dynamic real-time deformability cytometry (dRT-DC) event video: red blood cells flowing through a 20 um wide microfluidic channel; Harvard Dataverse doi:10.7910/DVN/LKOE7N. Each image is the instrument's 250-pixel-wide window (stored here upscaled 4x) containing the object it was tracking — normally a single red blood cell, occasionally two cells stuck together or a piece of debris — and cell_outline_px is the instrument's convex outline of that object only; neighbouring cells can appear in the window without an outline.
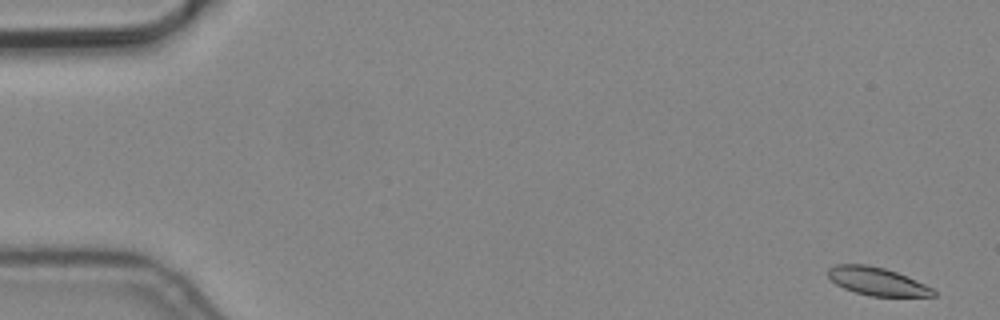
{"species": "common noctule bat (a hibernating species)", "species_latin": "Nyctalus noctula", "temperature_condition": "cold", "stored_images_in_passage": 8, "camera_frame_rate_fps": 3000, "um_per_image_px": 0.085, "animal": {"sex": "male", "body_mass_g": 19.2, "forearm_length_mm": 51.8}, "frame": {"image": 1, "passage_image": 1, "time_ms": 0.0, "image_size_px": [1000, 320], "cell_outline_px": [[936, 296], [872, 296], [856, 292], [844, 288], [836, 284], [828, 276], [828, 268], [836, 264], [868, 264], [884, 268], [896, 272], [924, 284], [932, 288], [936, 292]], "centroid_in_image_um": [74.53, 23.9], "position_along_channel_um": 10.5, "area_um2": 16.99}}
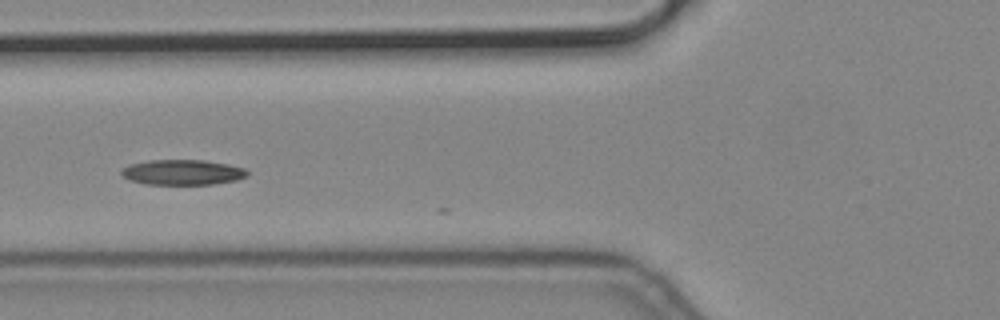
{"frame": {"image": 2, "passage_image": 6, "time_ms": 1.667, "image_size_px": [1000, 320], "cell_outline_px": [[248, 176], [236, 180], [212, 184], [148, 184], [132, 180], [124, 176], [120, 172], [124, 168], [132, 164], [148, 160], [204, 160], [228, 164], [244, 168], [248, 172]], "centroid_in_image_um": [15.56, 14.64], "position_along_channel_um": 110.2, "area_um2": 18.26}}
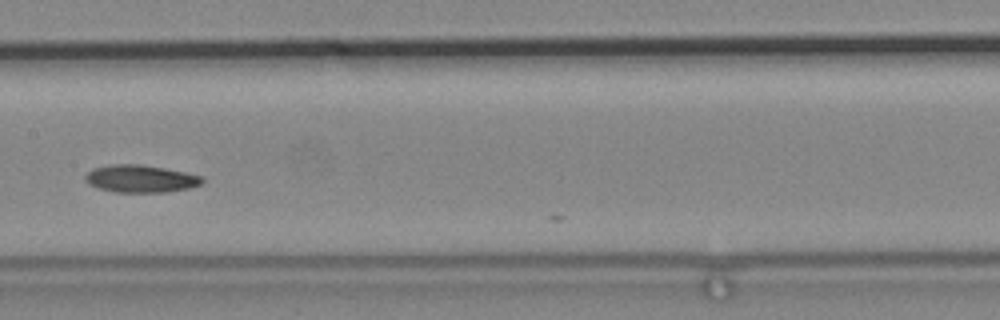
{"frame": {"image": 3, "passage_image": 8, "time_ms": 2.333, "image_size_px": [1000, 320], "cell_outline_px": [[204, 180], [200, 184], [188, 188], [164, 192], [116, 192], [96, 188], [88, 184], [84, 180], [84, 176], [92, 168], [112, 164], [136, 164], [164, 168], [184, 172], [200, 176]], "centroid_in_image_um": [11.87, 15.19], "position_along_channel_um": 195.5, "area_um2": 18.61}}